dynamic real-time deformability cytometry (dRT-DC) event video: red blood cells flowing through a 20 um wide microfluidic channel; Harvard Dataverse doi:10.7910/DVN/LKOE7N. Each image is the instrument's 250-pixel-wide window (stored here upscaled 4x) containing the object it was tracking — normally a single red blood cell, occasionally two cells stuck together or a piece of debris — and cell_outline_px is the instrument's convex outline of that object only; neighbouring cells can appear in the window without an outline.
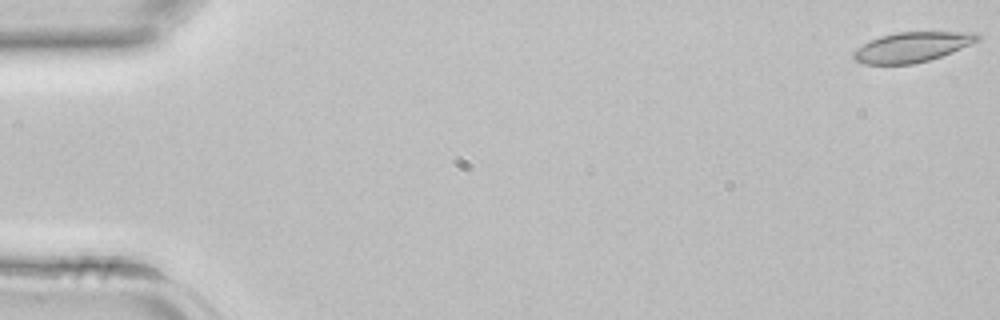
{"species": "common noctule bat (a hibernating species)", "species_latin": "Nyctalus noctula", "temperature_condition": "room temperature", "stored_images_in_passage": 14, "camera_frame_rate_fps": 3000, "um_per_image_px": 0.085, "animal": {"sex": "female", "body_mass_g": 22.7, "forearm_length_mm": 54.2}, "frame": {"image": 1, "passage_image": 1, "time_ms": 0.0, "image_size_px": [1000, 320], "cell_outline_px": [[980, 40], [940, 56], [928, 60], [912, 64], [864, 64], [856, 60], [852, 56], [852, 52], [864, 44], [880, 36], [896, 32], [976, 32], [980, 36]], "centroid_in_image_um": [77.52, 3.99], "position_along_channel_um": 7.5, "area_um2": 21.33}}